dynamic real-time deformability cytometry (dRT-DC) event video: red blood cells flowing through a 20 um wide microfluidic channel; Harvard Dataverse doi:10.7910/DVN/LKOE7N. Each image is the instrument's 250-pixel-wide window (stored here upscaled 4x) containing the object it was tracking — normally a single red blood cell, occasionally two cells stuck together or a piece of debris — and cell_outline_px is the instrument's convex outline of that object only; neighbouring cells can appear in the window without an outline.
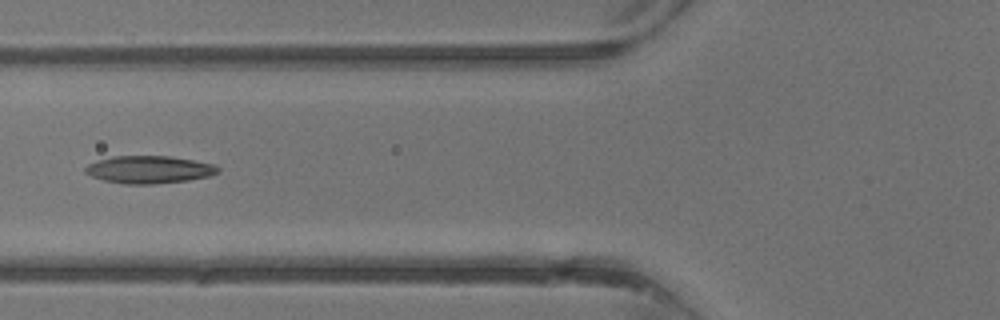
{"species": "common noctule bat (a hibernating species)", "species_latin": "Nyctalus noctula", "temperature_condition": "warm", "stored_images_in_passage": 4, "camera_frame_rate_fps": 3000, "um_per_image_px": 0.085, "animal": {"sex": "male", "body_mass_g": 13.3}, "frame": {"image": 1, "passage_image": 4, "time_ms": 4.0, "image_size_px": [1000, 320], "cell_outline_px": [[220, 172], [208, 176], [188, 180], [152, 184], [124, 184], [104, 180], [92, 176], [84, 172], [84, 168], [88, 164], [96, 160], [112, 156], [172, 156], [212, 164], [220, 168]], "centroid_in_image_um": [12.64, 14.41], "position_along_channel_um": 113.2, "area_um2": 21.27}}